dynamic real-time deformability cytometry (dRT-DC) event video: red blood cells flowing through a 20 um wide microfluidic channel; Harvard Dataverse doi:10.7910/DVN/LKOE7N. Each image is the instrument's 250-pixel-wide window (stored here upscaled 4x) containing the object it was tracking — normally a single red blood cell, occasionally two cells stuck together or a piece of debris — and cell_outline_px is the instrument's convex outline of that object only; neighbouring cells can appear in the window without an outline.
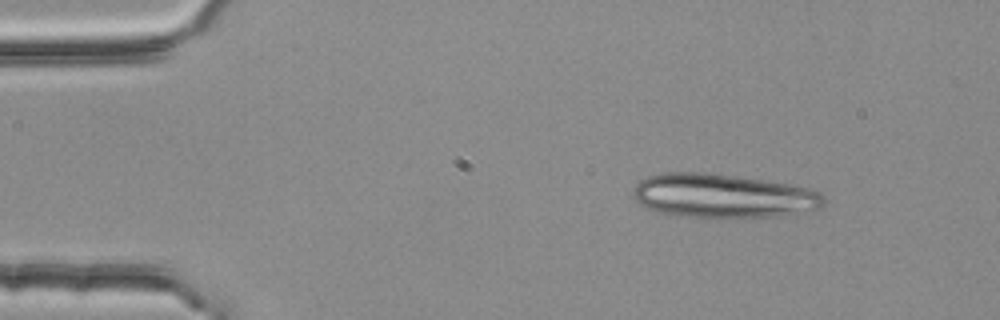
{"species": "common noctule bat (a hibernating species)", "species_latin": "Nyctalus noctula", "temperature_condition": "room temperature", "stored_images_in_passage": 4, "camera_frame_rate_fps": 3000, "um_per_image_px": 0.085, "animal": {"sex": "female", "body_mass_g": 25.1}, "frame": {"image": 1, "passage_image": 1, "time_ms": 0.0, "image_size_px": [1000, 320], "cell_outline_px": [[824, 204], [820, 208], [784, 216], [720, 220], [688, 216], [660, 212], [648, 208], [640, 204], [632, 196], [632, 192], [636, 184], [640, 180], [648, 176], [660, 172], [704, 172], [736, 176], [764, 180], [788, 184], [820, 192], [824, 196]], "centroid_in_image_um": [61.44, 16.67], "position_along_channel_um": 23.6, "area_um2": 49.65}}